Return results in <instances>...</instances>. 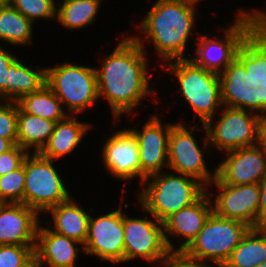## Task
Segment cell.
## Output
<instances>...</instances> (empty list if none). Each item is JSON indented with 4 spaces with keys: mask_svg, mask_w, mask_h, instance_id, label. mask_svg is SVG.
I'll return each instance as SVG.
<instances>
[{
    "mask_svg": "<svg viewBox=\"0 0 266 267\" xmlns=\"http://www.w3.org/2000/svg\"><path fill=\"white\" fill-rule=\"evenodd\" d=\"M119 41L111 53L103 54L100 68L95 67L99 99L107 100L115 123L124 114L135 115L136 107L150 96L159 104L157 88L149 83L154 73L148 74V55L130 35Z\"/></svg>",
    "mask_w": 266,
    "mask_h": 267,
    "instance_id": "1",
    "label": "cell"
},
{
    "mask_svg": "<svg viewBox=\"0 0 266 267\" xmlns=\"http://www.w3.org/2000/svg\"><path fill=\"white\" fill-rule=\"evenodd\" d=\"M151 6L142 22L134 24L140 32L130 36L146 54L152 45L155 54L162 61L160 66L173 60L189 59L185 56V51H188L186 45L189 39H193L197 31V7L181 0H156Z\"/></svg>",
    "mask_w": 266,
    "mask_h": 267,
    "instance_id": "2",
    "label": "cell"
},
{
    "mask_svg": "<svg viewBox=\"0 0 266 267\" xmlns=\"http://www.w3.org/2000/svg\"><path fill=\"white\" fill-rule=\"evenodd\" d=\"M137 201L143 212L152 214L158 221L195 203L207 188L197 179L167 170L153 174L143 181Z\"/></svg>",
    "mask_w": 266,
    "mask_h": 267,
    "instance_id": "3",
    "label": "cell"
},
{
    "mask_svg": "<svg viewBox=\"0 0 266 267\" xmlns=\"http://www.w3.org/2000/svg\"><path fill=\"white\" fill-rule=\"evenodd\" d=\"M244 9H237L235 20L230 22V26L218 27L224 37H208L197 31V39L194 40L196 48H193V55L187 53L189 59L206 70L221 73L236 58L242 42L264 20L261 8H250L249 11Z\"/></svg>",
    "mask_w": 266,
    "mask_h": 267,
    "instance_id": "4",
    "label": "cell"
},
{
    "mask_svg": "<svg viewBox=\"0 0 266 267\" xmlns=\"http://www.w3.org/2000/svg\"><path fill=\"white\" fill-rule=\"evenodd\" d=\"M160 67L175 77L171 79L177 81L180 98L194 113L193 121L199 117V124H206L223 108L219 73L197 66L191 59L173 60Z\"/></svg>",
    "mask_w": 266,
    "mask_h": 267,
    "instance_id": "5",
    "label": "cell"
},
{
    "mask_svg": "<svg viewBox=\"0 0 266 267\" xmlns=\"http://www.w3.org/2000/svg\"><path fill=\"white\" fill-rule=\"evenodd\" d=\"M46 84L69 115H82L100 100L94 66L64 61L46 67Z\"/></svg>",
    "mask_w": 266,
    "mask_h": 267,
    "instance_id": "6",
    "label": "cell"
},
{
    "mask_svg": "<svg viewBox=\"0 0 266 267\" xmlns=\"http://www.w3.org/2000/svg\"><path fill=\"white\" fill-rule=\"evenodd\" d=\"M251 227L212 212L204 227L183 251L201 267H223Z\"/></svg>",
    "mask_w": 266,
    "mask_h": 267,
    "instance_id": "7",
    "label": "cell"
},
{
    "mask_svg": "<svg viewBox=\"0 0 266 267\" xmlns=\"http://www.w3.org/2000/svg\"><path fill=\"white\" fill-rule=\"evenodd\" d=\"M180 122H174L171 127L168 145V170L170 169L169 171L193 177L208 188L216 178V166L211 171L206 162L207 160H205L207 159L205 157L207 153L211 154L212 152L213 154L205 124L200 127V124L196 126L197 123H193L194 125L188 127L184 124L185 122ZM199 129L205 133L203 137L204 143L201 145L203 148L198 145L197 141L201 139L195 138V132L199 131Z\"/></svg>",
    "mask_w": 266,
    "mask_h": 267,
    "instance_id": "8",
    "label": "cell"
},
{
    "mask_svg": "<svg viewBox=\"0 0 266 267\" xmlns=\"http://www.w3.org/2000/svg\"><path fill=\"white\" fill-rule=\"evenodd\" d=\"M54 162L56 163L40 153L33 152L29 153L23 162L25 170L23 204L34 209L40 216L72 196Z\"/></svg>",
    "mask_w": 266,
    "mask_h": 267,
    "instance_id": "9",
    "label": "cell"
},
{
    "mask_svg": "<svg viewBox=\"0 0 266 267\" xmlns=\"http://www.w3.org/2000/svg\"><path fill=\"white\" fill-rule=\"evenodd\" d=\"M218 116L215 121L212 118L205 124L211 150L224 154L257 144V114L223 106L214 118Z\"/></svg>",
    "mask_w": 266,
    "mask_h": 267,
    "instance_id": "10",
    "label": "cell"
},
{
    "mask_svg": "<svg viewBox=\"0 0 266 267\" xmlns=\"http://www.w3.org/2000/svg\"><path fill=\"white\" fill-rule=\"evenodd\" d=\"M111 212L93 215L88 221V235L83 245L84 255L98 257L101 262L109 261L113 265L124 263L123 202Z\"/></svg>",
    "mask_w": 266,
    "mask_h": 267,
    "instance_id": "11",
    "label": "cell"
},
{
    "mask_svg": "<svg viewBox=\"0 0 266 267\" xmlns=\"http://www.w3.org/2000/svg\"><path fill=\"white\" fill-rule=\"evenodd\" d=\"M148 214V218H130L123 212L124 262H135L139 258L143 262L145 260L153 264L169 252L164 238L163 223L152 214Z\"/></svg>",
    "mask_w": 266,
    "mask_h": 267,
    "instance_id": "12",
    "label": "cell"
},
{
    "mask_svg": "<svg viewBox=\"0 0 266 267\" xmlns=\"http://www.w3.org/2000/svg\"><path fill=\"white\" fill-rule=\"evenodd\" d=\"M207 191L212 200L213 212L217 215L242 221L251 228H258L260 184L230 185L215 178Z\"/></svg>",
    "mask_w": 266,
    "mask_h": 267,
    "instance_id": "13",
    "label": "cell"
},
{
    "mask_svg": "<svg viewBox=\"0 0 266 267\" xmlns=\"http://www.w3.org/2000/svg\"><path fill=\"white\" fill-rule=\"evenodd\" d=\"M115 131L107 136L100 151V159L104 169L117 180L122 182L124 180L123 186L135 178H139V185L141 186L142 168L138 139L129 127Z\"/></svg>",
    "mask_w": 266,
    "mask_h": 267,
    "instance_id": "14",
    "label": "cell"
},
{
    "mask_svg": "<svg viewBox=\"0 0 266 267\" xmlns=\"http://www.w3.org/2000/svg\"><path fill=\"white\" fill-rule=\"evenodd\" d=\"M147 119L140 128L142 130L136 126L129 128L138 139L142 183L149 176L168 170L169 135L174 124L161 122L163 120L158 113Z\"/></svg>",
    "mask_w": 266,
    "mask_h": 267,
    "instance_id": "15",
    "label": "cell"
},
{
    "mask_svg": "<svg viewBox=\"0 0 266 267\" xmlns=\"http://www.w3.org/2000/svg\"><path fill=\"white\" fill-rule=\"evenodd\" d=\"M216 178L230 185L260 184L266 178V150L256 144L226 152Z\"/></svg>",
    "mask_w": 266,
    "mask_h": 267,
    "instance_id": "16",
    "label": "cell"
},
{
    "mask_svg": "<svg viewBox=\"0 0 266 267\" xmlns=\"http://www.w3.org/2000/svg\"><path fill=\"white\" fill-rule=\"evenodd\" d=\"M212 212V200L206 191L195 203L168 217L163 222V229L169 251H184L200 233ZM171 239L180 244H174Z\"/></svg>",
    "mask_w": 266,
    "mask_h": 267,
    "instance_id": "17",
    "label": "cell"
},
{
    "mask_svg": "<svg viewBox=\"0 0 266 267\" xmlns=\"http://www.w3.org/2000/svg\"><path fill=\"white\" fill-rule=\"evenodd\" d=\"M219 78L223 106L263 113L262 89L251 88L250 75L237 57L219 73Z\"/></svg>",
    "mask_w": 266,
    "mask_h": 267,
    "instance_id": "18",
    "label": "cell"
},
{
    "mask_svg": "<svg viewBox=\"0 0 266 267\" xmlns=\"http://www.w3.org/2000/svg\"><path fill=\"white\" fill-rule=\"evenodd\" d=\"M41 219L23 203H0V245L36 246Z\"/></svg>",
    "mask_w": 266,
    "mask_h": 267,
    "instance_id": "19",
    "label": "cell"
},
{
    "mask_svg": "<svg viewBox=\"0 0 266 267\" xmlns=\"http://www.w3.org/2000/svg\"><path fill=\"white\" fill-rule=\"evenodd\" d=\"M42 221L37 230L36 246L34 255L42 267H77L79 252L83 244L68 238L65 235L51 231L48 226L44 227ZM80 245V246H79ZM82 250V251H81Z\"/></svg>",
    "mask_w": 266,
    "mask_h": 267,
    "instance_id": "20",
    "label": "cell"
},
{
    "mask_svg": "<svg viewBox=\"0 0 266 267\" xmlns=\"http://www.w3.org/2000/svg\"><path fill=\"white\" fill-rule=\"evenodd\" d=\"M73 199L74 197L71 196L68 200L49 209L46 213L52 216V221L46 220L44 226L47 225L51 231L77 240L84 245L88 235L89 217L92 215L91 212L95 211L92 208L89 209L90 212L86 211Z\"/></svg>",
    "mask_w": 266,
    "mask_h": 267,
    "instance_id": "21",
    "label": "cell"
},
{
    "mask_svg": "<svg viewBox=\"0 0 266 267\" xmlns=\"http://www.w3.org/2000/svg\"><path fill=\"white\" fill-rule=\"evenodd\" d=\"M77 117L78 115H68L56 122L47 144L39 152L42 156L57 161L71 155L78 148L87 132L93 129V125L81 122Z\"/></svg>",
    "mask_w": 266,
    "mask_h": 267,
    "instance_id": "22",
    "label": "cell"
},
{
    "mask_svg": "<svg viewBox=\"0 0 266 267\" xmlns=\"http://www.w3.org/2000/svg\"><path fill=\"white\" fill-rule=\"evenodd\" d=\"M236 57L250 75L251 88L266 84V21L263 20L242 42Z\"/></svg>",
    "mask_w": 266,
    "mask_h": 267,
    "instance_id": "23",
    "label": "cell"
},
{
    "mask_svg": "<svg viewBox=\"0 0 266 267\" xmlns=\"http://www.w3.org/2000/svg\"><path fill=\"white\" fill-rule=\"evenodd\" d=\"M55 124V121L24 112L17 104V145L29 153H39L52 135Z\"/></svg>",
    "mask_w": 266,
    "mask_h": 267,
    "instance_id": "24",
    "label": "cell"
},
{
    "mask_svg": "<svg viewBox=\"0 0 266 267\" xmlns=\"http://www.w3.org/2000/svg\"><path fill=\"white\" fill-rule=\"evenodd\" d=\"M104 0H64L57 3L56 21L66 30L91 26L97 20Z\"/></svg>",
    "mask_w": 266,
    "mask_h": 267,
    "instance_id": "25",
    "label": "cell"
},
{
    "mask_svg": "<svg viewBox=\"0 0 266 267\" xmlns=\"http://www.w3.org/2000/svg\"><path fill=\"white\" fill-rule=\"evenodd\" d=\"M34 26L12 5L0 7V40L7 43V46H34Z\"/></svg>",
    "mask_w": 266,
    "mask_h": 267,
    "instance_id": "26",
    "label": "cell"
},
{
    "mask_svg": "<svg viewBox=\"0 0 266 267\" xmlns=\"http://www.w3.org/2000/svg\"><path fill=\"white\" fill-rule=\"evenodd\" d=\"M266 260V229L250 228L223 267H256Z\"/></svg>",
    "mask_w": 266,
    "mask_h": 267,
    "instance_id": "27",
    "label": "cell"
},
{
    "mask_svg": "<svg viewBox=\"0 0 266 267\" xmlns=\"http://www.w3.org/2000/svg\"><path fill=\"white\" fill-rule=\"evenodd\" d=\"M17 104L28 114L55 122L63 120L69 115L62 102L47 84L38 91L22 96Z\"/></svg>",
    "mask_w": 266,
    "mask_h": 267,
    "instance_id": "28",
    "label": "cell"
},
{
    "mask_svg": "<svg viewBox=\"0 0 266 267\" xmlns=\"http://www.w3.org/2000/svg\"><path fill=\"white\" fill-rule=\"evenodd\" d=\"M26 64L19 58L12 63L11 102H17L22 96L46 85V66L34 69Z\"/></svg>",
    "mask_w": 266,
    "mask_h": 267,
    "instance_id": "29",
    "label": "cell"
},
{
    "mask_svg": "<svg viewBox=\"0 0 266 267\" xmlns=\"http://www.w3.org/2000/svg\"><path fill=\"white\" fill-rule=\"evenodd\" d=\"M11 5L34 25L36 20H56L57 4L55 0H12Z\"/></svg>",
    "mask_w": 266,
    "mask_h": 267,
    "instance_id": "30",
    "label": "cell"
},
{
    "mask_svg": "<svg viewBox=\"0 0 266 267\" xmlns=\"http://www.w3.org/2000/svg\"><path fill=\"white\" fill-rule=\"evenodd\" d=\"M25 190L24 165L0 176V203H23Z\"/></svg>",
    "mask_w": 266,
    "mask_h": 267,
    "instance_id": "31",
    "label": "cell"
},
{
    "mask_svg": "<svg viewBox=\"0 0 266 267\" xmlns=\"http://www.w3.org/2000/svg\"><path fill=\"white\" fill-rule=\"evenodd\" d=\"M35 246L0 245V267H22L34 256Z\"/></svg>",
    "mask_w": 266,
    "mask_h": 267,
    "instance_id": "32",
    "label": "cell"
},
{
    "mask_svg": "<svg viewBox=\"0 0 266 267\" xmlns=\"http://www.w3.org/2000/svg\"><path fill=\"white\" fill-rule=\"evenodd\" d=\"M0 137L17 144V102L0 101Z\"/></svg>",
    "mask_w": 266,
    "mask_h": 267,
    "instance_id": "33",
    "label": "cell"
},
{
    "mask_svg": "<svg viewBox=\"0 0 266 267\" xmlns=\"http://www.w3.org/2000/svg\"><path fill=\"white\" fill-rule=\"evenodd\" d=\"M0 45V101H11L12 63L18 56Z\"/></svg>",
    "mask_w": 266,
    "mask_h": 267,
    "instance_id": "34",
    "label": "cell"
},
{
    "mask_svg": "<svg viewBox=\"0 0 266 267\" xmlns=\"http://www.w3.org/2000/svg\"><path fill=\"white\" fill-rule=\"evenodd\" d=\"M28 151L23 149L21 146L15 144L7 152L0 154V176L6 175L9 172H12L23 165V162L27 155Z\"/></svg>",
    "mask_w": 266,
    "mask_h": 267,
    "instance_id": "35",
    "label": "cell"
},
{
    "mask_svg": "<svg viewBox=\"0 0 266 267\" xmlns=\"http://www.w3.org/2000/svg\"><path fill=\"white\" fill-rule=\"evenodd\" d=\"M152 265H155V267H201L194 259L187 256L183 251H169L165 256L158 259Z\"/></svg>",
    "mask_w": 266,
    "mask_h": 267,
    "instance_id": "36",
    "label": "cell"
},
{
    "mask_svg": "<svg viewBox=\"0 0 266 267\" xmlns=\"http://www.w3.org/2000/svg\"><path fill=\"white\" fill-rule=\"evenodd\" d=\"M258 228L266 229V178L260 183V203L258 210Z\"/></svg>",
    "mask_w": 266,
    "mask_h": 267,
    "instance_id": "37",
    "label": "cell"
},
{
    "mask_svg": "<svg viewBox=\"0 0 266 267\" xmlns=\"http://www.w3.org/2000/svg\"><path fill=\"white\" fill-rule=\"evenodd\" d=\"M266 150V112L258 115V142Z\"/></svg>",
    "mask_w": 266,
    "mask_h": 267,
    "instance_id": "38",
    "label": "cell"
},
{
    "mask_svg": "<svg viewBox=\"0 0 266 267\" xmlns=\"http://www.w3.org/2000/svg\"><path fill=\"white\" fill-rule=\"evenodd\" d=\"M14 144L7 138L0 137V154L10 150Z\"/></svg>",
    "mask_w": 266,
    "mask_h": 267,
    "instance_id": "39",
    "label": "cell"
},
{
    "mask_svg": "<svg viewBox=\"0 0 266 267\" xmlns=\"http://www.w3.org/2000/svg\"><path fill=\"white\" fill-rule=\"evenodd\" d=\"M22 267H42L39 263V260L34 255L26 264H24Z\"/></svg>",
    "mask_w": 266,
    "mask_h": 267,
    "instance_id": "40",
    "label": "cell"
},
{
    "mask_svg": "<svg viewBox=\"0 0 266 267\" xmlns=\"http://www.w3.org/2000/svg\"><path fill=\"white\" fill-rule=\"evenodd\" d=\"M260 88L262 89V98H263V113L266 112V84L261 82Z\"/></svg>",
    "mask_w": 266,
    "mask_h": 267,
    "instance_id": "41",
    "label": "cell"
},
{
    "mask_svg": "<svg viewBox=\"0 0 266 267\" xmlns=\"http://www.w3.org/2000/svg\"><path fill=\"white\" fill-rule=\"evenodd\" d=\"M182 2L186 3V4H189V5H192V6H195V7H198L197 5L201 2H203L204 0H181ZM201 1V2H200Z\"/></svg>",
    "mask_w": 266,
    "mask_h": 267,
    "instance_id": "42",
    "label": "cell"
},
{
    "mask_svg": "<svg viewBox=\"0 0 266 267\" xmlns=\"http://www.w3.org/2000/svg\"><path fill=\"white\" fill-rule=\"evenodd\" d=\"M12 0H0V7L11 5Z\"/></svg>",
    "mask_w": 266,
    "mask_h": 267,
    "instance_id": "43",
    "label": "cell"
},
{
    "mask_svg": "<svg viewBox=\"0 0 266 267\" xmlns=\"http://www.w3.org/2000/svg\"><path fill=\"white\" fill-rule=\"evenodd\" d=\"M256 267H266V260L262 262L261 264L257 265Z\"/></svg>",
    "mask_w": 266,
    "mask_h": 267,
    "instance_id": "44",
    "label": "cell"
},
{
    "mask_svg": "<svg viewBox=\"0 0 266 267\" xmlns=\"http://www.w3.org/2000/svg\"><path fill=\"white\" fill-rule=\"evenodd\" d=\"M62 1H64V0H60V1H58V0H55L56 4H57L58 2H62Z\"/></svg>",
    "mask_w": 266,
    "mask_h": 267,
    "instance_id": "45",
    "label": "cell"
}]
</instances>
